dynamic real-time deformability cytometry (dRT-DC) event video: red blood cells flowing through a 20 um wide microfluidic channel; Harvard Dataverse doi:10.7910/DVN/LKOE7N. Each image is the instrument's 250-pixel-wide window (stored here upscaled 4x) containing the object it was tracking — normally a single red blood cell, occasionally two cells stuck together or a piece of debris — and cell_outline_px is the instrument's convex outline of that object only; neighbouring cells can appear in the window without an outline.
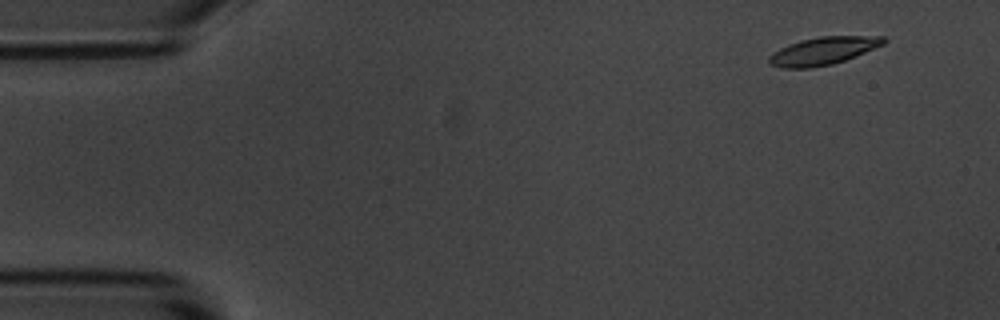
{"species": "common noctule bat (a hibernating species)", "species_latin": "Nyctalus noctula", "temperature_condition": "room temperature", "stored_images_in_passage": 4, "camera_frame_rate_fps": 3000, "um_per_image_px": 0.085, "animal": {"sex": "male", "body_mass_g": 20.1, "forearm_length_mm": 53.5}, "frame": {"image": 1, "passage_image": 1, "time_ms": 0.0, "image_size_px": [1000, 320], "cell_outline_px": [[888, 40], [884, 44], [844, 60], [832, 64], [812, 68], [784, 68], [768, 64], [768, 56], [772, 52], [788, 44], [800, 40], [820, 36], [884, 36]], "centroid_in_image_um": [69.93, 4.32], "position_along_channel_um": 15.1, "area_um2": 18.55}}
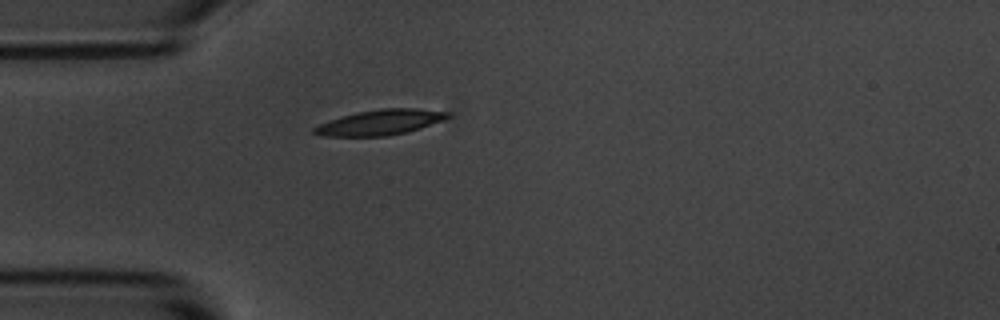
{"frame": {"image": 2, "passage_image": 4, "time_ms": 3.667, "image_size_px": [1000, 320], "cell_outline_px": [[448, 116], [440, 120], [420, 128], [388, 136], [320, 136], [312, 132], [312, 128], [320, 124], [356, 112], [380, 108], [416, 108], [448, 112]], "centroid_in_image_um": [32.25, 10.4], "position_along_channel_um": 52.7, "area_um2": 19.25}}